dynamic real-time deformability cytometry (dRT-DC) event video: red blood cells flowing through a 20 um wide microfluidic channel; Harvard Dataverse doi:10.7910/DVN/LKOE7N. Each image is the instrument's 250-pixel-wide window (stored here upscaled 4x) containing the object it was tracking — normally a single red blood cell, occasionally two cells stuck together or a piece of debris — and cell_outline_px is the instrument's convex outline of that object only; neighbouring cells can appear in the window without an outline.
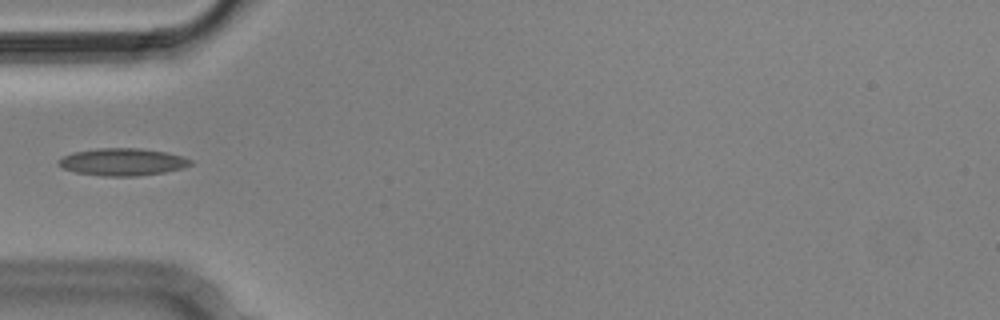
{"species": "Egyptian fruit bat (a non-hibernating species)", "species_latin": "Rousettus aegyptiacus", "temperature_condition": "cold", "stored_images_in_passage": 5, "camera_frame_rate_fps": 3000, "um_per_image_px": 0.085, "animal": {"sex": "male"}, "frame": {"image": 1, "passage_image": 5, "time_ms": 1.333, "image_size_px": [1000, 320], "cell_outline_px": [[192, 164], [184, 168], [164, 172], [136, 176], [104, 176], [76, 172], [64, 168], [56, 164], [56, 160], [72, 152], [96, 148], [140, 148], [168, 152], [184, 156], [192, 160]], "centroid_in_image_um": [10.43, 13.75], "position_along_channel_um": 74.6, "area_um2": 21.21}}